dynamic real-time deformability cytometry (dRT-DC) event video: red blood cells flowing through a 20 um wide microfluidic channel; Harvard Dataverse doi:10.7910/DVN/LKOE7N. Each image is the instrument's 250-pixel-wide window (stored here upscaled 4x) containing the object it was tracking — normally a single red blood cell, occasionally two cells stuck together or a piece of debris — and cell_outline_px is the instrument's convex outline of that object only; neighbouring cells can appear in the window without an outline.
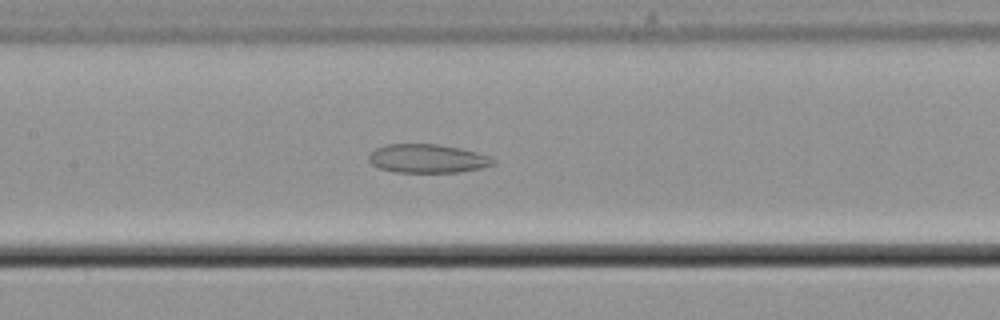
{"species": "common noctule bat (a hibernating species)", "species_latin": "Nyctalus noctula", "temperature_condition": "cold", "stored_images_in_passage": 57, "camera_frame_rate_fps": 3000, "um_per_image_px": 0.085, "animal": {"sex": "male", "body_mass_g": 21.5, "forearm_length_mm": 52.0}, "frame": {"image": 1, "passage_image": 28, "time_ms": 9.0, "image_size_px": [1000, 320], "cell_outline_px": [[496, 164], [480, 168], [460, 172], [396, 172], [380, 168], [372, 164], [368, 160], [368, 156], [376, 148], [384, 144], [436, 144], [460, 148], [476, 152], [488, 156], [496, 160]], "centroid_in_image_um": [36.34, 13.47], "position_along_channel_um": 171.1, "area_um2": 20.75}}
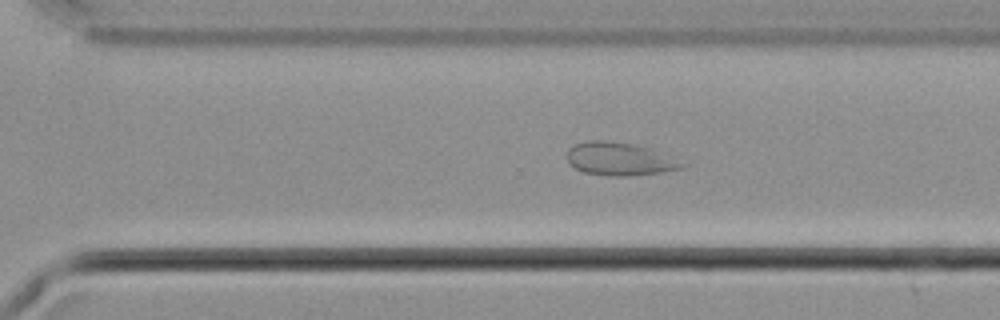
{"frame": {"image": 2, "passage_image": 40, "time_ms": 13.0, "image_size_px": [1000, 320], "cell_outline_px": [[688, 164], [684, 168], [664, 172], [632, 176], [608, 176], [584, 172], [568, 164], [568, 148], [572, 144], [588, 140], [604, 140], [636, 144], [652, 148]], "centroid_in_image_um": [52.69, 13.51], "position_along_channel_um": 317.9, "area_um2": 22.6}}
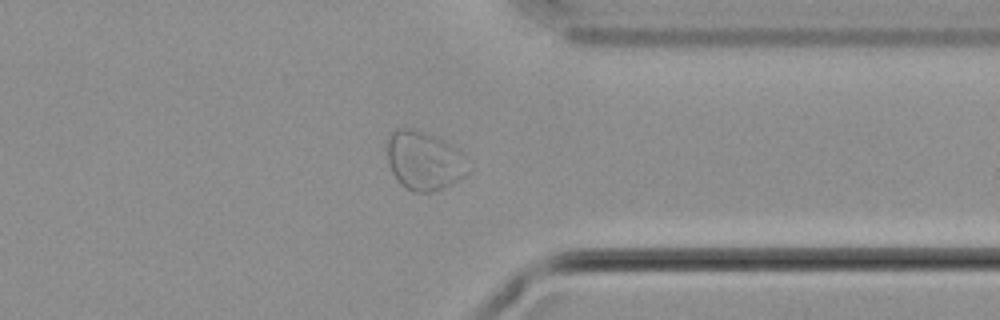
{"frame": {"image": 3, "passage_image": 45, "time_ms": 14.667, "image_size_px": [1000, 320], "cell_outline_px": [[468, 172], [464, 176], [432, 192], [412, 192], [404, 188], [400, 184], [392, 172], [388, 160], [384, 140], [396, 128], [412, 128], [432, 136], [456, 148], [460, 152]], "centroid_in_image_um": [35.94, 13.65], "position_along_channel_um": 375.5, "area_um2": 27.28}}